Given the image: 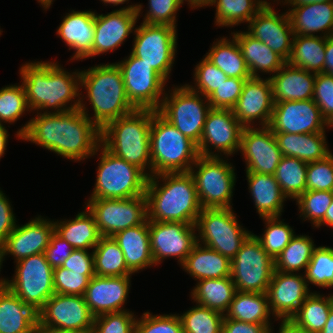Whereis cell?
<instances>
[{
	"mask_svg": "<svg viewBox=\"0 0 333 333\" xmlns=\"http://www.w3.org/2000/svg\"><path fill=\"white\" fill-rule=\"evenodd\" d=\"M16 133L19 140L35 143L74 162L97 155L101 144V130L80 109L37 112Z\"/></svg>",
	"mask_w": 333,
	"mask_h": 333,
	"instance_id": "6da1fadb",
	"label": "cell"
},
{
	"mask_svg": "<svg viewBox=\"0 0 333 333\" xmlns=\"http://www.w3.org/2000/svg\"><path fill=\"white\" fill-rule=\"evenodd\" d=\"M19 74L31 112L62 113L79 109L80 71L70 73L57 61L41 60L25 62Z\"/></svg>",
	"mask_w": 333,
	"mask_h": 333,
	"instance_id": "7a4b0ae2",
	"label": "cell"
},
{
	"mask_svg": "<svg viewBox=\"0 0 333 333\" xmlns=\"http://www.w3.org/2000/svg\"><path fill=\"white\" fill-rule=\"evenodd\" d=\"M145 196L149 221L195 224L202 211L190 172L149 177Z\"/></svg>",
	"mask_w": 333,
	"mask_h": 333,
	"instance_id": "3957f363",
	"label": "cell"
},
{
	"mask_svg": "<svg viewBox=\"0 0 333 333\" xmlns=\"http://www.w3.org/2000/svg\"><path fill=\"white\" fill-rule=\"evenodd\" d=\"M80 89L86 90V97L80 93L79 109L102 130L109 122L129 115L137 110L129 101L121 70L116 63L100 64L80 70ZM84 97L89 100L94 115L91 117Z\"/></svg>",
	"mask_w": 333,
	"mask_h": 333,
	"instance_id": "277c9868",
	"label": "cell"
},
{
	"mask_svg": "<svg viewBox=\"0 0 333 333\" xmlns=\"http://www.w3.org/2000/svg\"><path fill=\"white\" fill-rule=\"evenodd\" d=\"M151 125L152 110H135L109 122L101 130V144L151 177Z\"/></svg>",
	"mask_w": 333,
	"mask_h": 333,
	"instance_id": "5b68a950",
	"label": "cell"
},
{
	"mask_svg": "<svg viewBox=\"0 0 333 333\" xmlns=\"http://www.w3.org/2000/svg\"><path fill=\"white\" fill-rule=\"evenodd\" d=\"M151 176L189 172L199 157L197 145L152 110L150 128Z\"/></svg>",
	"mask_w": 333,
	"mask_h": 333,
	"instance_id": "8992f818",
	"label": "cell"
},
{
	"mask_svg": "<svg viewBox=\"0 0 333 333\" xmlns=\"http://www.w3.org/2000/svg\"><path fill=\"white\" fill-rule=\"evenodd\" d=\"M97 152L100 154L96 182L89 198L128 199L145 195L149 177L141 169L115 156L102 144Z\"/></svg>",
	"mask_w": 333,
	"mask_h": 333,
	"instance_id": "52a82bcc",
	"label": "cell"
},
{
	"mask_svg": "<svg viewBox=\"0 0 333 333\" xmlns=\"http://www.w3.org/2000/svg\"><path fill=\"white\" fill-rule=\"evenodd\" d=\"M218 156H201L190 169L202 209L232 208L235 167Z\"/></svg>",
	"mask_w": 333,
	"mask_h": 333,
	"instance_id": "ba28073f",
	"label": "cell"
},
{
	"mask_svg": "<svg viewBox=\"0 0 333 333\" xmlns=\"http://www.w3.org/2000/svg\"><path fill=\"white\" fill-rule=\"evenodd\" d=\"M199 244L232 260L252 233L240 225L233 208L202 209L195 223Z\"/></svg>",
	"mask_w": 333,
	"mask_h": 333,
	"instance_id": "9c48e42d",
	"label": "cell"
},
{
	"mask_svg": "<svg viewBox=\"0 0 333 333\" xmlns=\"http://www.w3.org/2000/svg\"><path fill=\"white\" fill-rule=\"evenodd\" d=\"M170 90L164 94L158 112L198 146L211 105L206 97L186 84Z\"/></svg>",
	"mask_w": 333,
	"mask_h": 333,
	"instance_id": "30bf717a",
	"label": "cell"
},
{
	"mask_svg": "<svg viewBox=\"0 0 333 333\" xmlns=\"http://www.w3.org/2000/svg\"><path fill=\"white\" fill-rule=\"evenodd\" d=\"M134 35L131 53L168 81L177 55V28L141 23Z\"/></svg>",
	"mask_w": 333,
	"mask_h": 333,
	"instance_id": "8fae6325",
	"label": "cell"
},
{
	"mask_svg": "<svg viewBox=\"0 0 333 333\" xmlns=\"http://www.w3.org/2000/svg\"><path fill=\"white\" fill-rule=\"evenodd\" d=\"M275 261L251 233L231 260V279L240 292L266 293Z\"/></svg>",
	"mask_w": 333,
	"mask_h": 333,
	"instance_id": "7c38bea8",
	"label": "cell"
},
{
	"mask_svg": "<svg viewBox=\"0 0 333 333\" xmlns=\"http://www.w3.org/2000/svg\"><path fill=\"white\" fill-rule=\"evenodd\" d=\"M15 274L6 280L8 287L25 304L38 312L55 293L53 268L44 253L16 262Z\"/></svg>",
	"mask_w": 333,
	"mask_h": 333,
	"instance_id": "4fadbf2b",
	"label": "cell"
},
{
	"mask_svg": "<svg viewBox=\"0 0 333 333\" xmlns=\"http://www.w3.org/2000/svg\"><path fill=\"white\" fill-rule=\"evenodd\" d=\"M115 63L121 70L130 103L137 110L158 111L166 92L167 81L131 52L128 57Z\"/></svg>",
	"mask_w": 333,
	"mask_h": 333,
	"instance_id": "5bb4252c",
	"label": "cell"
},
{
	"mask_svg": "<svg viewBox=\"0 0 333 333\" xmlns=\"http://www.w3.org/2000/svg\"><path fill=\"white\" fill-rule=\"evenodd\" d=\"M85 204L84 207L94 216L101 236H113L147 220L145 195L128 199L88 198Z\"/></svg>",
	"mask_w": 333,
	"mask_h": 333,
	"instance_id": "9a60e30c",
	"label": "cell"
},
{
	"mask_svg": "<svg viewBox=\"0 0 333 333\" xmlns=\"http://www.w3.org/2000/svg\"><path fill=\"white\" fill-rule=\"evenodd\" d=\"M38 326L75 333H91L95 316L84 296L54 293L37 312Z\"/></svg>",
	"mask_w": 333,
	"mask_h": 333,
	"instance_id": "2e32d148",
	"label": "cell"
},
{
	"mask_svg": "<svg viewBox=\"0 0 333 333\" xmlns=\"http://www.w3.org/2000/svg\"><path fill=\"white\" fill-rule=\"evenodd\" d=\"M243 129L232 109L211 108L197 146L199 155L230 157L237 153L240 150Z\"/></svg>",
	"mask_w": 333,
	"mask_h": 333,
	"instance_id": "e0dca14e",
	"label": "cell"
},
{
	"mask_svg": "<svg viewBox=\"0 0 333 333\" xmlns=\"http://www.w3.org/2000/svg\"><path fill=\"white\" fill-rule=\"evenodd\" d=\"M150 249L154 264L176 257L181 265L198 243L195 224L149 221Z\"/></svg>",
	"mask_w": 333,
	"mask_h": 333,
	"instance_id": "ac0fdd59",
	"label": "cell"
},
{
	"mask_svg": "<svg viewBox=\"0 0 333 333\" xmlns=\"http://www.w3.org/2000/svg\"><path fill=\"white\" fill-rule=\"evenodd\" d=\"M142 6V4L128 5L108 14L95 12L92 57L116 50L126 41L129 34L135 32L136 22L144 12Z\"/></svg>",
	"mask_w": 333,
	"mask_h": 333,
	"instance_id": "d6986e66",
	"label": "cell"
},
{
	"mask_svg": "<svg viewBox=\"0 0 333 333\" xmlns=\"http://www.w3.org/2000/svg\"><path fill=\"white\" fill-rule=\"evenodd\" d=\"M273 133L307 134L325 132L326 120L313 99L274 103L268 126Z\"/></svg>",
	"mask_w": 333,
	"mask_h": 333,
	"instance_id": "ffe728a7",
	"label": "cell"
},
{
	"mask_svg": "<svg viewBox=\"0 0 333 333\" xmlns=\"http://www.w3.org/2000/svg\"><path fill=\"white\" fill-rule=\"evenodd\" d=\"M240 153L246 164V172L274 175L282 152L273 131L267 127H244Z\"/></svg>",
	"mask_w": 333,
	"mask_h": 333,
	"instance_id": "44dd1931",
	"label": "cell"
},
{
	"mask_svg": "<svg viewBox=\"0 0 333 333\" xmlns=\"http://www.w3.org/2000/svg\"><path fill=\"white\" fill-rule=\"evenodd\" d=\"M248 33L259 39L286 62L291 54L294 32L288 12L278 14L268 2L248 23Z\"/></svg>",
	"mask_w": 333,
	"mask_h": 333,
	"instance_id": "7402d4cb",
	"label": "cell"
},
{
	"mask_svg": "<svg viewBox=\"0 0 333 333\" xmlns=\"http://www.w3.org/2000/svg\"><path fill=\"white\" fill-rule=\"evenodd\" d=\"M274 109L272 84L267 78L246 80L242 93L232 108L233 114L243 127H267ZM255 125V121H257Z\"/></svg>",
	"mask_w": 333,
	"mask_h": 333,
	"instance_id": "603a6c76",
	"label": "cell"
},
{
	"mask_svg": "<svg viewBox=\"0 0 333 333\" xmlns=\"http://www.w3.org/2000/svg\"><path fill=\"white\" fill-rule=\"evenodd\" d=\"M304 273H285L274 270L266 294L276 320H290L312 293Z\"/></svg>",
	"mask_w": 333,
	"mask_h": 333,
	"instance_id": "cb8c5ba5",
	"label": "cell"
},
{
	"mask_svg": "<svg viewBox=\"0 0 333 333\" xmlns=\"http://www.w3.org/2000/svg\"><path fill=\"white\" fill-rule=\"evenodd\" d=\"M55 231L54 220L44 219L41 215L24 225H17L1 245L3 261L7 255L15 262L29 256L44 253Z\"/></svg>",
	"mask_w": 333,
	"mask_h": 333,
	"instance_id": "d4e9b609",
	"label": "cell"
},
{
	"mask_svg": "<svg viewBox=\"0 0 333 333\" xmlns=\"http://www.w3.org/2000/svg\"><path fill=\"white\" fill-rule=\"evenodd\" d=\"M130 281L131 276H93L83 295L91 313L98 316L127 310L123 306L129 298Z\"/></svg>",
	"mask_w": 333,
	"mask_h": 333,
	"instance_id": "484cf974",
	"label": "cell"
},
{
	"mask_svg": "<svg viewBox=\"0 0 333 333\" xmlns=\"http://www.w3.org/2000/svg\"><path fill=\"white\" fill-rule=\"evenodd\" d=\"M62 22L56 30L57 36L74 49L70 60H83L92 57V46L95 34V11L72 10L62 17Z\"/></svg>",
	"mask_w": 333,
	"mask_h": 333,
	"instance_id": "4316f807",
	"label": "cell"
},
{
	"mask_svg": "<svg viewBox=\"0 0 333 333\" xmlns=\"http://www.w3.org/2000/svg\"><path fill=\"white\" fill-rule=\"evenodd\" d=\"M316 73L285 63L270 81L274 103L313 99Z\"/></svg>",
	"mask_w": 333,
	"mask_h": 333,
	"instance_id": "83f0119b",
	"label": "cell"
},
{
	"mask_svg": "<svg viewBox=\"0 0 333 333\" xmlns=\"http://www.w3.org/2000/svg\"><path fill=\"white\" fill-rule=\"evenodd\" d=\"M112 238L122 250L126 266L132 273L155 265L150 249L148 219L143 224L115 233Z\"/></svg>",
	"mask_w": 333,
	"mask_h": 333,
	"instance_id": "f1b7e54d",
	"label": "cell"
},
{
	"mask_svg": "<svg viewBox=\"0 0 333 333\" xmlns=\"http://www.w3.org/2000/svg\"><path fill=\"white\" fill-rule=\"evenodd\" d=\"M294 35L329 37L333 35V2L288 7Z\"/></svg>",
	"mask_w": 333,
	"mask_h": 333,
	"instance_id": "f546056e",
	"label": "cell"
},
{
	"mask_svg": "<svg viewBox=\"0 0 333 333\" xmlns=\"http://www.w3.org/2000/svg\"><path fill=\"white\" fill-rule=\"evenodd\" d=\"M232 36L236 39L245 63L248 67L249 73L253 78H261L259 73H270L272 76L276 74L286 63V61L272 51L259 39L254 38L246 31L231 32Z\"/></svg>",
	"mask_w": 333,
	"mask_h": 333,
	"instance_id": "4dcf8cb0",
	"label": "cell"
},
{
	"mask_svg": "<svg viewBox=\"0 0 333 333\" xmlns=\"http://www.w3.org/2000/svg\"><path fill=\"white\" fill-rule=\"evenodd\" d=\"M37 312L8 287L0 289V333H34Z\"/></svg>",
	"mask_w": 333,
	"mask_h": 333,
	"instance_id": "1f68e13d",
	"label": "cell"
},
{
	"mask_svg": "<svg viewBox=\"0 0 333 333\" xmlns=\"http://www.w3.org/2000/svg\"><path fill=\"white\" fill-rule=\"evenodd\" d=\"M246 178L260 218L281 216L288 198L282 193L274 175L246 172Z\"/></svg>",
	"mask_w": 333,
	"mask_h": 333,
	"instance_id": "d6a6232c",
	"label": "cell"
},
{
	"mask_svg": "<svg viewBox=\"0 0 333 333\" xmlns=\"http://www.w3.org/2000/svg\"><path fill=\"white\" fill-rule=\"evenodd\" d=\"M283 156L295 157L306 163L325 159L331 154L326 132L291 134L274 133Z\"/></svg>",
	"mask_w": 333,
	"mask_h": 333,
	"instance_id": "836d02e7",
	"label": "cell"
},
{
	"mask_svg": "<svg viewBox=\"0 0 333 333\" xmlns=\"http://www.w3.org/2000/svg\"><path fill=\"white\" fill-rule=\"evenodd\" d=\"M180 266L195 281L218 279L231 275V260L216 250L199 243L194 246Z\"/></svg>",
	"mask_w": 333,
	"mask_h": 333,
	"instance_id": "e575fe53",
	"label": "cell"
},
{
	"mask_svg": "<svg viewBox=\"0 0 333 333\" xmlns=\"http://www.w3.org/2000/svg\"><path fill=\"white\" fill-rule=\"evenodd\" d=\"M55 232L74 249L93 250L101 237L94 216L85 207L74 219L54 222Z\"/></svg>",
	"mask_w": 333,
	"mask_h": 333,
	"instance_id": "d590c367",
	"label": "cell"
},
{
	"mask_svg": "<svg viewBox=\"0 0 333 333\" xmlns=\"http://www.w3.org/2000/svg\"><path fill=\"white\" fill-rule=\"evenodd\" d=\"M196 284L191 290L193 302L225 315L237 292L231 277L202 279Z\"/></svg>",
	"mask_w": 333,
	"mask_h": 333,
	"instance_id": "8d00e7d4",
	"label": "cell"
},
{
	"mask_svg": "<svg viewBox=\"0 0 333 333\" xmlns=\"http://www.w3.org/2000/svg\"><path fill=\"white\" fill-rule=\"evenodd\" d=\"M274 317L266 293L237 291L224 318L247 323L272 325Z\"/></svg>",
	"mask_w": 333,
	"mask_h": 333,
	"instance_id": "74e56055",
	"label": "cell"
},
{
	"mask_svg": "<svg viewBox=\"0 0 333 333\" xmlns=\"http://www.w3.org/2000/svg\"><path fill=\"white\" fill-rule=\"evenodd\" d=\"M230 39L224 36L216 39L205 57L230 78L250 79L241 49L233 36Z\"/></svg>",
	"mask_w": 333,
	"mask_h": 333,
	"instance_id": "f35d334b",
	"label": "cell"
},
{
	"mask_svg": "<svg viewBox=\"0 0 333 333\" xmlns=\"http://www.w3.org/2000/svg\"><path fill=\"white\" fill-rule=\"evenodd\" d=\"M326 37L294 35L287 63L312 73L324 72Z\"/></svg>",
	"mask_w": 333,
	"mask_h": 333,
	"instance_id": "ab89813d",
	"label": "cell"
},
{
	"mask_svg": "<svg viewBox=\"0 0 333 333\" xmlns=\"http://www.w3.org/2000/svg\"><path fill=\"white\" fill-rule=\"evenodd\" d=\"M96 276H132L127 268L124 254L112 236H101L92 250Z\"/></svg>",
	"mask_w": 333,
	"mask_h": 333,
	"instance_id": "60d3db41",
	"label": "cell"
},
{
	"mask_svg": "<svg viewBox=\"0 0 333 333\" xmlns=\"http://www.w3.org/2000/svg\"><path fill=\"white\" fill-rule=\"evenodd\" d=\"M332 304L333 293L326 297L313 291L290 320L310 333H320L328 320Z\"/></svg>",
	"mask_w": 333,
	"mask_h": 333,
	"instance_id": "b9f144b4",
	"label": "cell"
},
{
	"mask_svg": "<svg viewBox=\"0 0 333 333\" xmlns=\"http://www.w3.org/2000/svg\"><path fill=\"white\" fill-rule=\"evenodd\" d=\"M267 3L266 0H213L210 6H216V26L233 27L248 24Z\"/></svg>",
	"mask_w": 333,
	"mask_h": 333,
	"instance_id": "7bdbcfd3",
	"label": "cell"
},
{
	"mask_svg": "<svg viewBox=\"0 0 333 333\" xmlns=\"http://www.w3.org/2000/svg\"><path fill=\"white\" fill-rule=\"evenodd\" d=\"M316 245L308 235H294L289 244L275 260V270L285 273H298L307 269Z\"/></svg>",
	"mask_w": 333,
	"mask_h": 333,
	"instance_id": "ee69618b",
	"label": "cell"
},
{
	"mask_svg": "<svg viewBox=\"0 0 333 333\" xmlns=\"http://www.w3.org/2000/svg\"><path fill=\"white\" fill-rule=\"evenodd\" d=\"M307 165L298 158L287 156H283L279 162L274 177L288 199L296 200L305 192Z\"/></svg>",
	"mask_w": 333,
	"mask_h": 333,
	"instance_id": "f6af8a7d",
	"label": "cell"
},
{
	"mask_svg": "<svg viewBox=\"0 0 333 333\" xmlns=\"http://www.w3.org/2000/svg\"><path fill=\"white\" fill-rule=\"evenodd\" d=\"M179 317L183 333H222L224 315L196 303Z\"/></svg>",
	"mask_w": 333,
	"mask_h": 333,
	"instance_id": "bcb514c9",
	"label": "cell"
},
{
	"mask_svg": "<svg viewBox=\"0 0 333 333\" xmlns=\"http://www.w3.org/2000/svg\"><path fill=\"white\" fill-rule=\"evenodd\" d=\"M265 230L262 236L255 235L260 241L263 249L275 261L282 250L289 244L291 238L296 234L293 227L280 220L279 217H262Z\"/></svg>",
	"mask_w": 333,
	"mask_h": 333,
	"instance_id": "7dc6e473",
	"label": "cell"
},
{
	"mask_svg": "<svg viewBox=\"0 0 333 333\" xmlns=\"http://www.w3.org/2000/svg\"><path fill=\"white\" fill-rule=\"evenodd\" d=\"M303 273L308 286L312 284L321 288H333V248L318 246Z\"/></svg>",
	"mask_w": 333,
	"mask_h": 333,
	"instance_id": "c3c4849f",
	"label": "cell"
},
{
	"mask_svg": "<svg viewBox=\"0 0 333 333\" xmlns=\"http://www.w3.org/2000/svg\"><path fill=\"white\" fill-rule=\"evenodd\" d=\"M30 112L23 84H11L0 89V126L13 124Z\"/></svg>",
	"mask_w": 333,
	"mask_h": 333,
	"instance_id": "681fc988",
	"label": "cell"
},
{
	"mask_svg": "<svg viewBox=\"0 0 333 333\" xmlns=\"http://www.w3.org/2000/svg\"><path fill=\"white\" fill-rule=\"evenodd\" d=\"M333 200V191H305L295 201L300 217L311 221L315 228L325 217V213Z\"/></svg>",
	"mask_w": 333,
	"mask_h": 333,
	"instance_id": "f907efd6",
	"label": "cell"
},
{
	"mask_svg": "<svg viewBox=\"0 0 333 333\" xmlns=\"http://www.w3.org/2000/svg\"><path fill=\"white\" fill-rule=\"evenodd\" d=\"M194 86L186 84L192 91L208 97L228 76L205 56L194 68Z\"/></svg>",
	"mask_w": 333,
	"mask_h": 333,
	"instance_id": "816d5d0a",
	"label": "cell"
},
{
	"mask_svg": "<svg viewBox=\"0 0 333 333\" xmlns=\"http://www.w3.org/2000/svg\"><path fill=\"white\" fill-rule=\"evenodd\" d=\"M135 333H183L179 314H152L144 312L137 318Z\"/></svg>",
	"mask_w": 333,
	"mask_h": 333,
	"instance_id": "f5cc1de1",
	"label": "cell"
},
{
	"mask_svg": "<svg viewBox=\"0 0 333 333\" xmlns=\"http://www.w3.org/2000/svg\"><path fill=\"white\" fill-rule=\"evenodd\" d=\"M136 320L129 310L104 313L95 316L91 333H135Z\"/></svg>",
	"mask_w": 333,
	"mask_h": 333,
	"instance_id": "db71d44e",
	"label": "cell"
},
{
	"mask_svg": "<svg viewBox=\"0 0 333 333\" xmlns=\"http://www.w3.org/2000/svg\"><path fill=\"white\" fill-rule=\"evenodd\" d=\"M93 276L70 271L64 267L53 269V286L56 294L83 296Z\"/></svg>",
	"mask_w": 333,
	"mask_h": 333,
	"instance_id": "11a10c76",
	"label": "cell"
},
{
	"mask_svg": "<svg viewBox=\"0 0 333 333\" xmlns=\"http://www.w3.org/2000/svg\"><path fill=\"white\" fill-rule=\"evenodd\" d=\"M333 191V154L307 165L305 191Z\"/></svg>",
	"mask_w": 333,
	"mask_h": 333,
	"instance_id": "9f6ffc18",
	"label": "cell"
},
{
	"mask_svg": "<svg viewBox=\"0 0 333 333\" xmlns=\"http://www.w3.org/2000/svg\"><path fill=\"white\" fill-rule=\"evenodd\" d=\"M182 4L183 0H149V10H146L142 23L170 25L177 28L176 13Z\"/></svg>",
	"mask_w": 333,
	"mask_h": 333,
	"instance_id": "6f0895ef",
	"label": "cell"
},
{
	"mask_svg": "<svg viewBox=\"0 0 333 333\" xmlns=\"http://www.w3.org/2000/svg\"><path fill=\"white\" fill-rule=\"evenodd\" d=\"M246 80L248 79L228 77L207 97L211 108L232 109L242 93Z\"/></svg>",
	"mask_w": 333,
	"mask_h": 333,
	"instance_id": "680465c9",
	"label": "cell"
},
{
	"mask_svg": "<svg viewBox=\"0 0 333 333\" xmlns=\"http://www.w3.org/2000/svg\"><path fill=\"white\" fill-rule=\"evenodd\" d=\"M313 100L325 120L333 115V76L316 73Z\"/></svg>",
	"mask_w": 333,
	"mask_h": 333,
	"instance_id": "91938a15",
	"label": "cell"
},
{
	"mask_svg": "<svg viewBox=\"0 0 333 333\" xmlns=\"http://www.w3.org/2000/svg\"><path fill=\"white\" fill-rule=\"evenodd\" d=\"M73 250L74 248L54 231L44 254L46 260L54 269L61 267Z\"/></svg>",
	"mask_w": 333,
	"mask_h": 333,
	"instance_id": "94428289",
	"label": "cell"
},
{
	"mask_svg": "<svg viewBox=\"0 0 333 333\" xmlns=\"http://www.w3.org/2000/svg\"><path fill=\"white\" fill-rule=\"evenodd\" d=\"M62 267L70 271L82 272V275L95 276L93 252L74 249Z\"/></svg>",
	"mask_w": 333,
	"mask_h": 333,
	"instance_id": "6125c7cd",
	"label": "cell"
},
{
	"mask_svg": "<svg viewBox=\"0 0 333 333\" xmlns=\"http://www.w3.org/2000/svg\"><path fill=\"white\" fill-rule=\"evenodd\" d=\"M9 198L0 190V246L16 226V217Z\"/></svg>",
	"mask_w": 333,
	"mask_h": 333,
	"instance_id": "be15d7a7",
	"label": "cell"
},
{
	"mask_svg": "<svg viewBox=\"0 0 333 333\" xmlns=\"http://www.w3.org/2000/svg\"><path fill=\"white\" fill-rule=\"evenodd\" d=\"M271 325H262L224 318L222 333H274Z\"/></svg>",
	"mask_w": 333,
	"mask_h": 333,
	"instance_id": "e7e4bbea",
	"label": "cell"
},
{
	"mask_svg": "<svg viewBox=\"0 0 333 333\" xmlns=\"http://www.w3.org/2000/svg\"><path fill=\"white\" fill-rule=\"evenodd\" d=\"M324 73L333 76V35L326 37Z\"/></svg>",
	"mask_w": 333,
	"mask_h": 333,
	"instance_id": "03108f58",
	"label": "cell"
},
{
	"mask_svg": "<svg viewBox=\"0 0 333 333\" xmlns=\"http://www.w3.org/2000/svg\"><path fill=\"white\" fill-rule=\"evenodd\" d=\"M279 330L277 333H310L302 328H299L291 320H280Z\"/></svg>",
	"mask_w": 333,
	"mask_h": 333,
	"instance_id": "003e7915",
	"label": "cell"
},
{
	"mask_svg": "<svg viewBox=\"0 0 333 333\" xmlns=\"http://www.w3.org/2000/svg\"><path fill=\"white\" fill-rule=\"evenodd\" d=\"M281 4V2L286 6L290 5L291 7H298L300 5H307V4H313V3H325V2H333V0H274L273 2H276Z\"/></svg>",
	"mask_w": 333,
	"mask_h": 333,
	"instance_id": "a7ac6f4b",
	"label": "cell"
},
{
	"mask_svg": "<svg viewBox=\"0 0 333 333\" xmlns=\"http://www.w3.org/2000/svg\"><path fill=\"white\" fill-rule=\"evenodd\" d=\"M9 132L5 127V124L3 126H0V160L5 154L8 138H9Z\"/></svg>",
	"mask_w": 333,
	"mask_h": 333,
	"instance_id": "89a4df30",
	"label": "cell"
},
{
	"mask_svg": "<svg viewBox=\"0 0 333 333\" xmlns=\"http://www.w3.org/2000/svg\"><path fill=\"white\" fill-rule=\"evenodd\" d=\"M323 225L333 228V200L325 213L324 219L316 226V228H320Z\"/></svg>",
	"mask_w": 333,
	"mask_h": 333,
	"instance_id": "2644e50d",
	"label": "cell"
},
{
	"mask_svg": "<svg viewBox=\"0 0 333 333\" xmlns=\"http://www.w3.org/2000/svg\"><path fill=\"white\" fill-rule=\"evenodd\" d=\"M188 2L189 7H191V9H197V8H202L205 6H210L213 2V0H183Z\"/></svg>",
	"mask_w": 333,
	"mask_h": 333,
	"instance_id": "8c879c8a",
	"label": "cell"
},
{
	"mask_svg": "<svg viewBox=\"0 0 333 333\" xmlns=\"http://www.w3.org/2000/svg\"><path fill=\"white\" fill-rule=\"evenodd\" d=\"M320 333H333V304L331 305V309L329 311L328 320Z\"/></svg>",
	"mask_w": 333,
	"mask_h": 333,
	"instance_id": "753ad0ef",
	"label": "cell"
},
{
	"mask_svg": "<svg viewBox=\"0 0 333 333\" xmlns=\"http://www.w3.org/2000/svg\"><path fill=\"white\" fill-rule=\"evenodd\" d=\"M34 332L35 333H75V332H71V331H61V330L49 329V328L40 327V326H37L36 330Z\"/></svg>",
	"mask_w": 333,
	"mask_h": 333,
	"instance_id": "34e18365",
	"label": "cell"
},
{
	"mask_svg": "<svg viewBox=\"0 0 333 333\" xmlns=\"http://www.w3.org/2000/svg\"><path fill=\"white\" fill-rule=\"evenodd\" d=\"M101 2H103L105 5H111L113 4V6H118L120 4H125L127 3L129 0H100Z\"/></svg>",
	"mask_w": 333,
	"mask_h": 333,
	"instance_id": "11e5206c",
	"label": "cell"
},
{
	"mask_svg": "<svg viewBox=\"0 0 333 333\" xmlns=\"http://www.w3.org/2000/svg\"><path fill=\"white\" fill-rule=\"evenodd\" d=\"M2 263H3V255H2V248L0 246V269L2 267ZM6 280H7L6 278L0 277V289L6 287Z\"/></svg>",
	"mask_w": 333,
	"mask_h": 333,
	"instance_id": "2a66077c",
	"label": "cell"
},
{
	"mask_svg": "<svg viewBox=\"0 0 333 333\" xmlns=\"http://www.w3.org/2000/svg\"><path fill=\"white\" fill-rule=\"evenodd\" d=\"M53 1L54 0H42L40 2V6H42L44 8V10L46 11L53 4Z\"/></svg>",
	"mask_w": 333,
	"mask_h": 333,
	"instance_id": "b9fcfbb0",
	"label": "cell"
},
{
	"mask_svg": "<svg viewBox=\"0 0 333 333\" xmlns=\"http://www.w3.org/2000/svg\"><path fill=\"white\" fill-rule=\"evenodd\" d=\"M326 129L333 127V115L326 120Z\"/></svg>",
	"mask_w": 333,
	"mask_h": 333,
	"instance_id": "09005b40",
	"label": "cell"
}]
</instances>
